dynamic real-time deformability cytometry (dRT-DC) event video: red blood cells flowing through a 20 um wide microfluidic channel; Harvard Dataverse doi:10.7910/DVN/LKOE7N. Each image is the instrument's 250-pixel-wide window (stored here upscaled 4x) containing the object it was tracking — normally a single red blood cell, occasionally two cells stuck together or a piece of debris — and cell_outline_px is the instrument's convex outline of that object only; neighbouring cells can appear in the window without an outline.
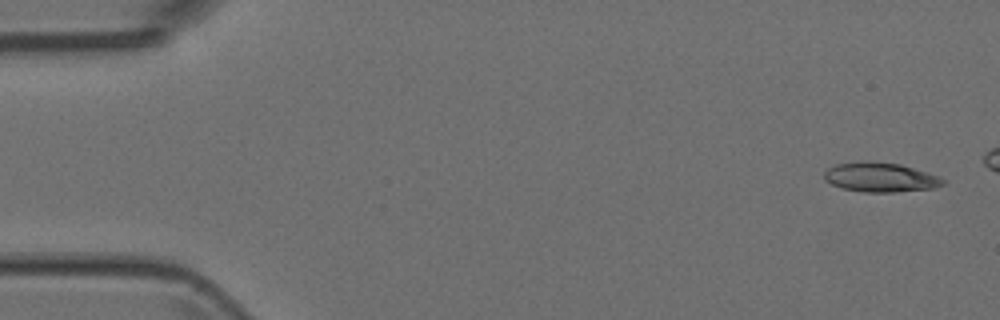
{"species": "Egyptian fruit bat (a non-hibernating species)", "species_latin": "Rousettus aegyptiacus", "temperature_condition": "room temperature", "stored_images_in_passage": 6, "camera_frame_rate_fps": 3000, "um_per_image_px": 0.085, "animal": {"sex": "female"}, "frame": {"image": 1, "passage_image": 1, "time_ms": 0.0, "image_size_px": [1000, 320], "cell_outline_px": [[948, 180], [944, 184], [932, 188], [896, 192], [864, 192], [844, 188], [832, 184], [824, 180], [824, 172], [828, 168], [836, 164], [864, 160], [868, 160], [900, 164], [940, 176]], "centroid_in_image_um": [74.84, 15.05], "position_along_channel_um": 10.2, "area_um2": 20.52}}
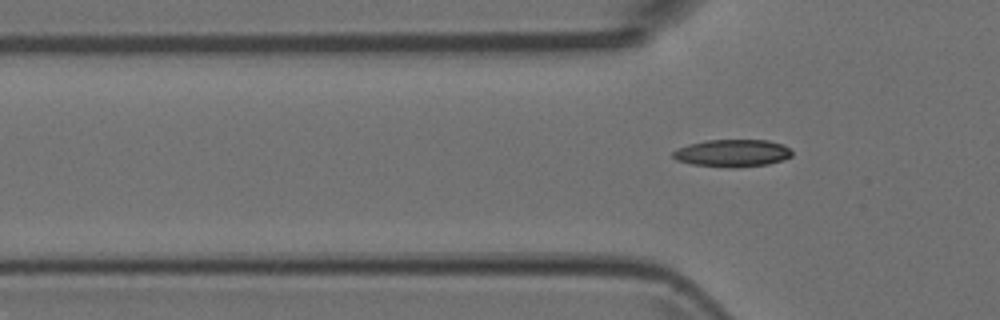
{"frame": {"image": 2, "passage_image": 6, "time_ms": 1.667, "image_size_px": [1000, 320], "cell_outline_px": [[792, 156], [784, 160], [768, 164], [736, 168], [728, 168], [692, 164], [676, 160], [672, 156], [672, 152], [688, 144], [708, 140], [768, 140], [784, 144], [792, 152]], "centroid_in_image_um": [62.28, 13.02], "position_along_channel_um": 63.5, "area_um2": 19.13}}